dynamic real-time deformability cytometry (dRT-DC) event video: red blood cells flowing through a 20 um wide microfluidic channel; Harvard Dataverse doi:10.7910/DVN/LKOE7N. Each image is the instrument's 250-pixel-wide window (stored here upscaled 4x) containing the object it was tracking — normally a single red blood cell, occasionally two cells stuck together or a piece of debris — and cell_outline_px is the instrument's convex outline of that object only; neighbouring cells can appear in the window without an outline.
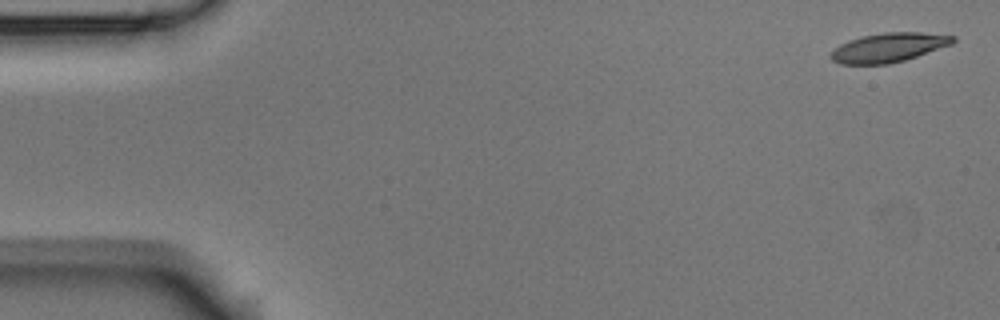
{"species": "Egyptian fruit bat (a non-hibernating species)", "species_latin": "Rousettus aegyptiacus", "temperature_condition": "room temperature", "stored_images_in_passage": 5, "camera_frame_rate_fps": 3000, "um_per_image_px": 0.085, "animal": {"sex": "male"}, "frame": {"image": 1, "passage_image": 1, "time_ms": 0.0, "image_size_px": [1000, 320], "cell_outline_px": [[956, 40], [952, 44], [904, 60], [888, 64], [840, 64], [832, 60], [828, 56], [840, 44], [848, 40], [860, 36], [884, 32], [920, 32], [956, 36]], "centroid_in_image_um": [75.51, 4.03], "position_along_channel_um": 9.5, "area_um2": 20.75}}
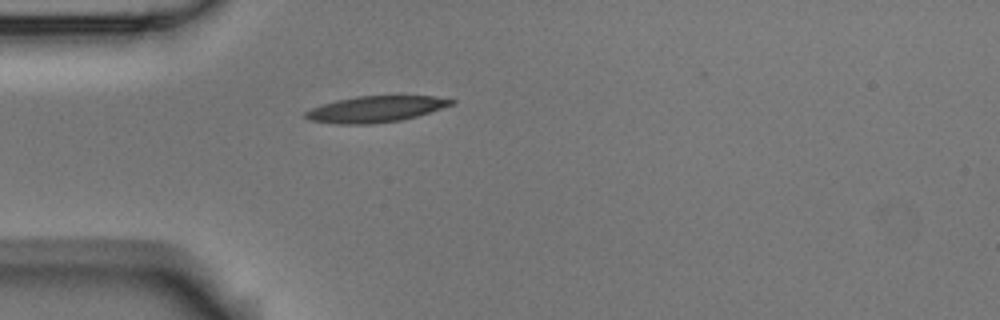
{"frame": {"image": 2, "passage_image": 5, "time_ms": 4.667, "image_size_px": [1000, 320], "cell_outline_px": [[456, 100], [452, 104], [416, 116], [400, 120], [368, 124], [336, 124], [312, 120], [304, 116], [304, 112], [312, 108], [336, 100], [356, 96], [436, 96]], "centroid_in_image_um": [31.9, 9.27], "position_along_channel_um": 53.1, "area_um2": 21.85}}